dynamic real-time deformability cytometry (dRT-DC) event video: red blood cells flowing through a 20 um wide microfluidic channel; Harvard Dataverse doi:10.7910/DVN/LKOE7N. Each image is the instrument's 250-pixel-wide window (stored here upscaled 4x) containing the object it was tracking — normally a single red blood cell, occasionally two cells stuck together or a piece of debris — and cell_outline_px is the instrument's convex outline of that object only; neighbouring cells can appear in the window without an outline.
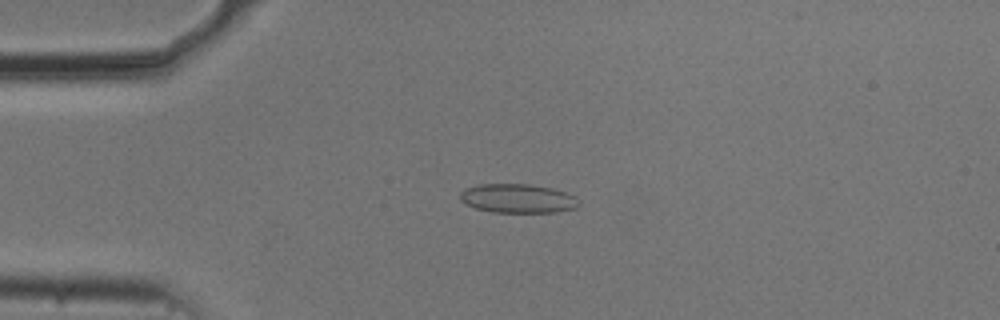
{"species": "common noctule bat (a hibernating species)", "species_latin": "Nyctalus noctula", "temperature_condition": "cold", "stored_images_in_passage": 46, "camera_frame_rate_fps": 3000, "um_per_image_px": 0.085, "animal": {"sex": "male", "body_mass_g": 20.5, "forearm_length_mm": 52.5}, "frame": {"image": 1, "passage_image": 5, "time_ms": 1.333, "image_size_px": [1000, 320], "cell_outline_px": [[580, 204], [576, 208], [556, 212], [492, 212], [476, 208], [464, 204], [460, 200], [460, 192], [464, 188], [480, 184], [528, 184], [552, 188], [576, 196]], "centroid_in_image_um": [43.99, 16.87], "position_along_channel_um": 41.0, "area_um2": 20.17}}
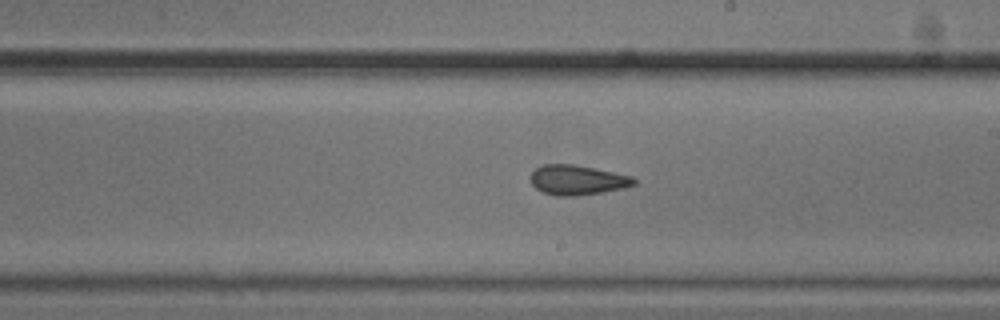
{"frame": {"image": 2, "passage_image": 23, "time_ms": 7.333, "image_size_px": [1000, 320], "cell_outline_px": [[636, 184], [624, 188], [604, 192], [576, 196], [556, 196], [544, 192], [536, 188], [532, 184], [532, 172], [536, 168], [544, 164], [572, 164], [632, 176], [636, 180]], "centroid_in_image_um": [49.09, 15.31], "position_along_channel_um": 239.9, "area_um2": 17.8}}
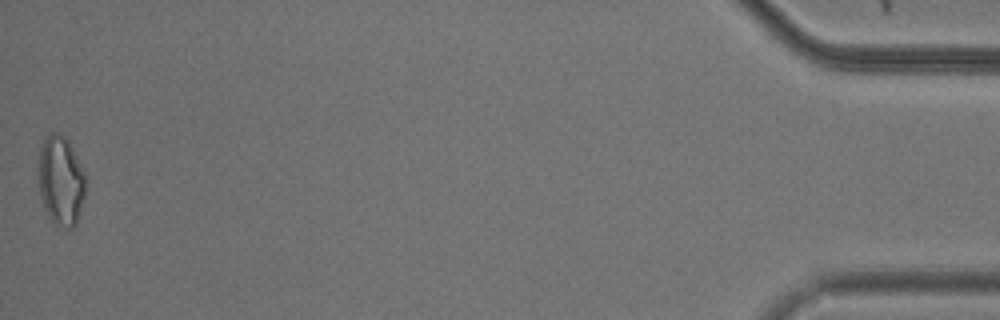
{"frame": {"image": 3, "passage_image": 46, "time_ms": 15.0, "image_size_px": [1000, 320], "cell_outline_px": [[84, 200], [76, 224], [72, 228], [68, 228], [56, 224], [52, 220], [40, 196], [36, 184], [36, 176], [40, 144], [44, 136], [48, 132], [60, 132], [68, 140], [84, 172]], "centroid_in_image_um": [5.11, 15.28], "position_along_channel_um": 430.1, "area_um2": 25.03}, "authors_computed_cell_mechanics": {"area_um2": 18.5538, "velocity_mm_per_s": 3.7164, "shape_relaxation_time_tau1_ms": 3.9074, "shape_relaxation_time_tau2_ms": 1.9684, "deformation_change_tau1": 0.1125, "deformation_change_tau2": 0.1011}}